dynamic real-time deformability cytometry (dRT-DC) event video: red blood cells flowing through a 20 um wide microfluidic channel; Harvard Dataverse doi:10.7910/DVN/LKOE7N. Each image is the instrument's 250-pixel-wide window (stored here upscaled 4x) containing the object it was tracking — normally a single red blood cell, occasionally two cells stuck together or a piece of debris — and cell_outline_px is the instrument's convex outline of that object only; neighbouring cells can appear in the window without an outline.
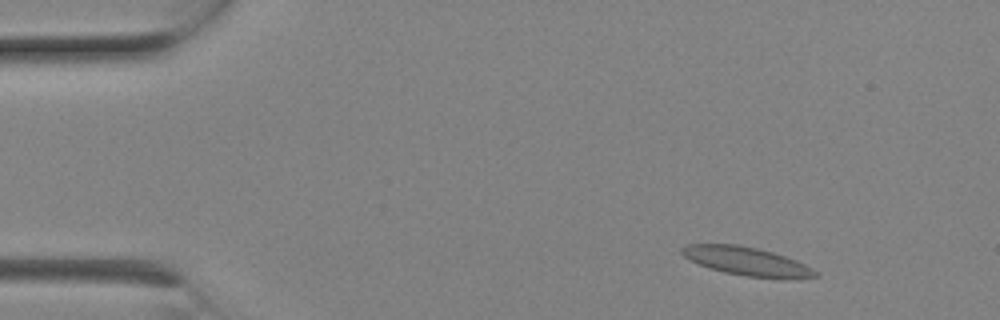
{"species": "Egyptian fruit bat (a non-hibernating species)", "species_latin": "Rousettus aegyptiacus", "temperature_condition": "room temperature", "stored_images_in_passage": 9, "camera_frame_rate_fps": 3000, "um_per_image_px": 0.085, "animal": {"sex": "female"}, "frame": {"image": 1, "passage_image": 2, "time_ms": 0.333, "image_size_px": [1000, 320], "cell_outline_px": [[820, 276], [748, 276], [724, 272], [708, 268], [684, 256], [680, 252], [680, 248], [688, 244], [736, 244], [756, 248], [772, 252], [796, 260], [820, 272]], "centroid_in_image_um": [63.38, 22.16], "position_along_channel_um": 21.6, "area_um2": 21.27}}
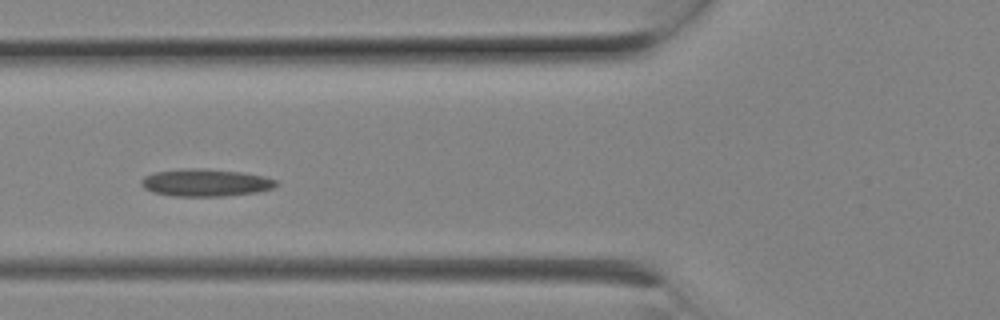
{"frame": {"image": 2, "passage_image": 7, "time_ms": 2.0, "image_size_px": [1000, 320], "cell_outline_px": [[276, 184], [272, 188], [256, 192], [220, 196], [172, 196], [152, 192], [144, 188], [140, 184], [140, 180], [144, 176], [152, 172], [188, 168], [204, 168], [240, 172], [264, 176], [276, 180]], "centroid_in_image_um": [17.4, 15.52], "position_along_channel_um": 108.4, "area_um2": 21.5}}
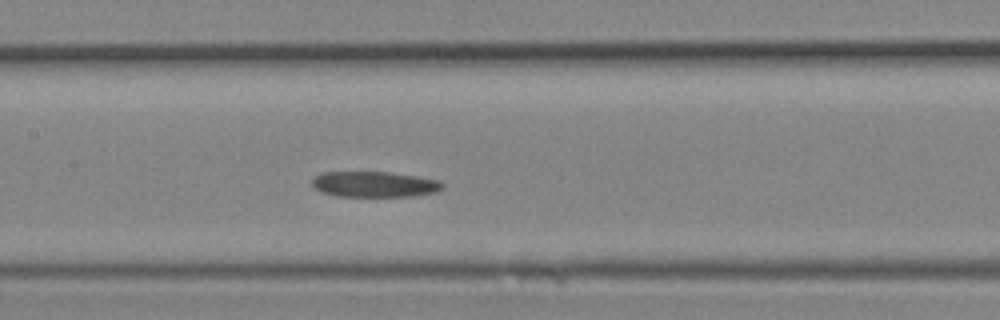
{"frame": {"image": 3, "passage_image": 9, "time_ms": 2.667, "image_size_px": [1000, 320], "cell_outline_px": [[444, 188], [440, 192], [416, 196], [336, 196], [320, 192], [312, 188], [312, 180], [316, 176], [324, 172], [392, 172], [440, 180], [444, 184]], "centroid_in_image_um": [31.87, 15.67], "position_along_channel_um": 175.5, "area_um2": 19.83}}